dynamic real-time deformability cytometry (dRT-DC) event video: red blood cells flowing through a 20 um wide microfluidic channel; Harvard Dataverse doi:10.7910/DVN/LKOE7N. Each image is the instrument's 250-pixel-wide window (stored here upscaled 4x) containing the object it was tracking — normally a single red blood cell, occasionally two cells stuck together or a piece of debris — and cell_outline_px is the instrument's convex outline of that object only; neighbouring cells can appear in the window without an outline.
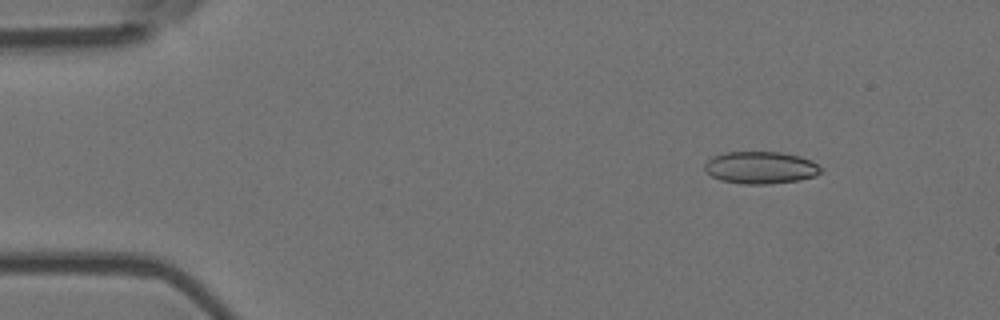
{"species": "Egyptian fruit bat (a non-hibernating species)", "species_latin": "Rousettus aegyptiacus", "temperature_condition": "room temperature", "stored_images_in_passage": 4, "camera_frame_rate_fps": 3000, "um_per_image_px": 0.085, "animal": {"sex": "female"}, "frame": {"image": 1, "passage_image": 2, "time_ms": 0.333, "image_size_px": [1000, 320], "cell_outline_px": [[820, 172], [816, 176], [800, 180], [768, 184], [744, 184], [720, 180], [712, 176], [704, 168], [704, 164], [712, 156], [724, 152], [780, 152], [800, 156], [816, 164], [820, 168]], "centroid_in_image_um": [64.62, 14.25], "position_along_channel_um": 20.4, "area_um2": 21.73}}